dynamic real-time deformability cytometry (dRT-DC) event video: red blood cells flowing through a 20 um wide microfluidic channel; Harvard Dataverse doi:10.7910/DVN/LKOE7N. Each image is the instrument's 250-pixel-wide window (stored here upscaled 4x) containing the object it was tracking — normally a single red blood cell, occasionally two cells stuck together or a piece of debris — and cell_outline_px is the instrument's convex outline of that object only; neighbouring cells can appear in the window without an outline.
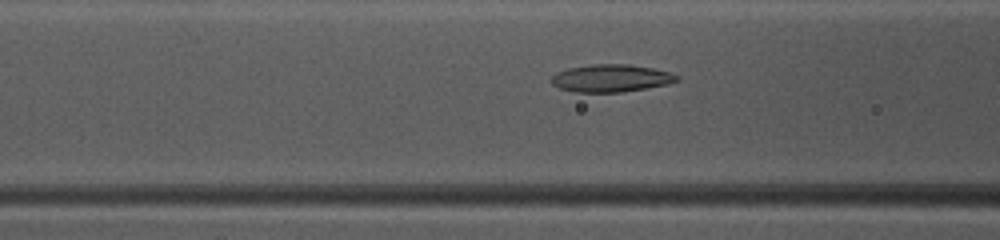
{"species": "common noctule bat (a hibernating species)", "species_latin": "Nyctalus noctula", "temperature_condition": "warm", "stored_images_in_passage": 49, "camera_frame_rate_fps": 3000, "um_per_image_px": 0.085, "animal": {"sex": "female", "body_mass_g": 10.0, "forearm_length_mm": 53.1}, "frame": {"image": 1, "passage_image": 20, "time_ms": 6.333, "image_size_px": [1000, 240], "cell_outline_px": [[680, 80], [668, 84], [620, 92], [576, 92], [560, 88], [552, 84], [548, 80], [556, 72], [568, 68], [592, 64], [628, 64], [652, 68], [668, 72], [680, 76]], "centroid_in_image_um": [51.91, 6.64], "position_along_channel_um": 114.7, "area_um2": 20.11}}
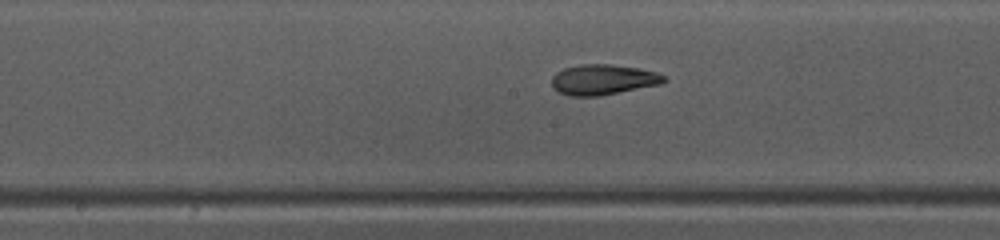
{"frame": {"image": 2, "passage_image": 26, "time_ms": 8.333, "image_size_px": [1000, 240], "cell_outline_px": [[668, 80], [660, 84], [596, 96], [568, 96], [552, 88], [552, 76], [556, 72], [564, 68], [580, 64], [612, 64], [640, 68], [656, 72], [664, 76]], "centroid_in_image_um": [51.24, 6.75], "position_along_channel_um": 197.0, "area_um2": 19.83}}
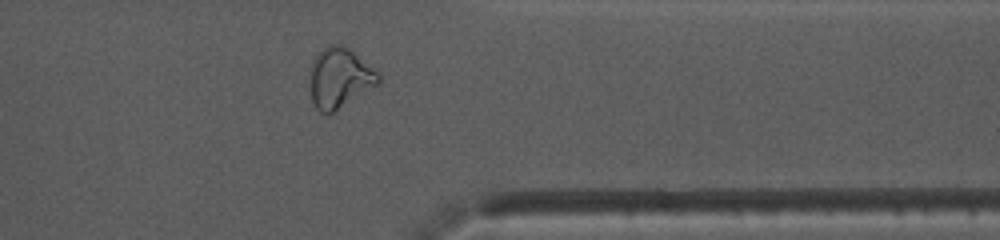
{"frame": {"image": 3, "passage_image": 40, "time_ms": 13.0, "image_size_px": [1000, 240], "cell_outline_px": [[380, 80], [376, 84], [332, 112], [320, 112], [316, 108], [312, 100], [312, 64], [316, 56], [328, 44], [340, 44], [348, 48], [372, 68], [380, 76]], "centroid_in_image_um": [28.85, 6.6], "position_along_channel_um": 382.5, "area_um2": 22.66}, "authors_computed_cell_mechanics": {"area_um2": 20.7502, "velocity_mm_per_s": 4.08, "shape_relaxation_time_tau1_ms": 8.7616, "shape_relaxation_time_tau2_ms": 2.4261, "deformation_change_tau1": 0.2414, "deformation_change_tau2": 0.0951}}